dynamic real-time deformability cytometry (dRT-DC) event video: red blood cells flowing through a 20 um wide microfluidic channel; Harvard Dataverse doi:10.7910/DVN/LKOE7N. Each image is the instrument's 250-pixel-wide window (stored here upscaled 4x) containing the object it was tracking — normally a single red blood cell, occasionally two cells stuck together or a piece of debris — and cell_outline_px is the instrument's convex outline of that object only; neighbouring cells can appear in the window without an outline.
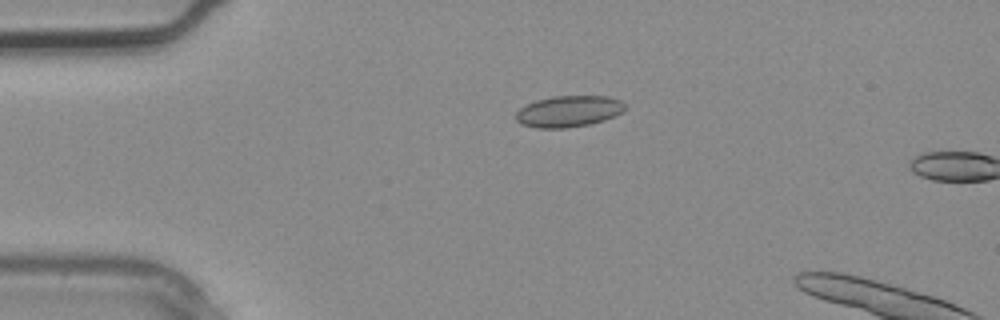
{"species": "common noctule bat (a hibernating species)", "species_latin": "Nyctalus noctula", "temperature_condition": "warm", "stored_images_in_passage": 3, "camera_frame_rate_fps": 3000, "um_per_image_px": 0.085, "animal": {"sex": "male", "body_mass_g": 20.4}, "frame": {"image": 1, "passage_image": 2, "time_ms": 0.333, "image_size_px": [1000, 320], "cell_outline_px": [[624, 112], [604, 120], [588, 124], [564, 128], [536, 128], [520, 124], [516, 120], [516, 112], [520, 108], [536, 100], [552, 96], [608, 96], [620, 100], [624, 104]], "centroid_in_image_um": [48.32, 9.46], "position_along_channel_um": 36.7, "area_um2": 19.88}}